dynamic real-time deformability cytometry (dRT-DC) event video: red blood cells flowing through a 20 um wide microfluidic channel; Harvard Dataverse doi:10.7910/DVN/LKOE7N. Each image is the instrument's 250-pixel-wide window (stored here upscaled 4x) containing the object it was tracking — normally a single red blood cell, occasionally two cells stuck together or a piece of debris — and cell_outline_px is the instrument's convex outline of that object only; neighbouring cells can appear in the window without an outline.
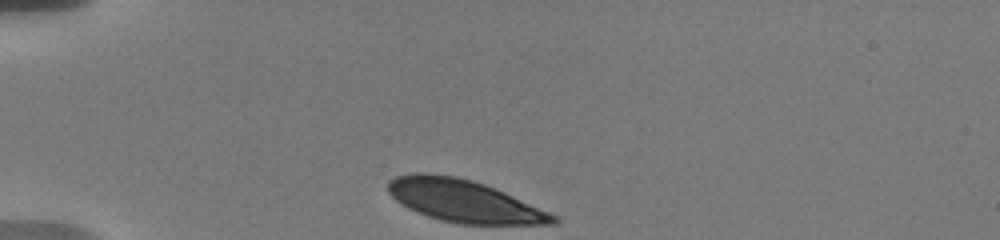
{"species": "human", "species_latin": "Homo sapiens", "temperature_condition": "warm", "stored_images_in_passage": 27, "camera_frame_rate_fps": 3000, "um_per_image_px": 0.085, "donor": {"sex": "male"}, "frame": {"image": 1, "passage_image": 1, "time_ms": 0.0, "image_size_px": [1000, 240], "cell_outline_px": [[560, 220], [556, 224], [460, 224], [440, 220], [428, 216], [408, 208], [396, 200], [388, 192], [388, 180], [396, 176], [416, 172], [424, 172], [456, 176], [472, 180], [484, 184], [504, 192], [560, 216]], "centroid_in_image_um": [39.46, 17.08], "position_along_channel_um": 45.5, "area_um2": 40.75}}
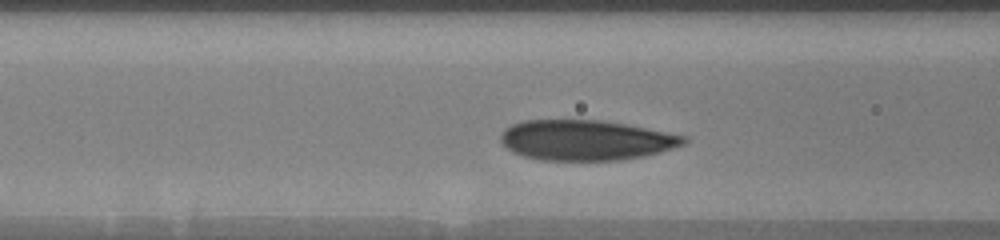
{"frame": {"image": 2, "passage_image": 11, "time_ms": 3.0, "image_size_px": [1000, 240], "cell_outline_px": [[688, 140], [684, 144], [660, 152], [644, 156], [620, 160], [540, 160], [524, 156], [512, 152], [500, 140], [500, 136], [504, 128], [512, 124], [524, 120], [600, 120], [624, 124], [688, 136]], "centroid_in_image_um": [49.79, 11.91], "position_along_channel_um": 116.8, "area_um2": 42.89}}
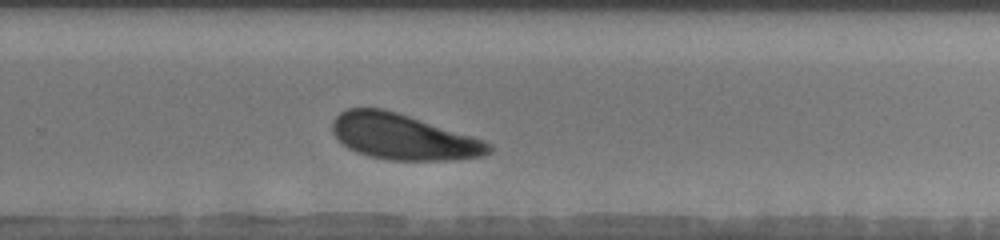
{"frame": {"image": 3, "passage_image": 23, "time_ms": 8.0, "image_size_px": [1000, 240], "cell_outline_px": [[492, 152], [484, 156], [448, 160], [388, 160], [368, 156], [356, 152], [348, 148], [332, 132], [332, 120], [340, 112], [348, 108], [384, 108], [484, 140], [492, 144]], "centroid_in_image_um": [34.26, 11.64], "position_along_channel_um": 295.5, "area_um2": 41.44}, "authors_computed_cell_mechanics": {"area_um2": 42.8876, "velocity_mm_per_s": 3.5891, "shape_relaxation_time_tau1_ms": 4.8755, "shape_relaxation_time_tau2_ms": null, "deformation_change_tau1": 0.166, "deformation_change_tau2": null}}